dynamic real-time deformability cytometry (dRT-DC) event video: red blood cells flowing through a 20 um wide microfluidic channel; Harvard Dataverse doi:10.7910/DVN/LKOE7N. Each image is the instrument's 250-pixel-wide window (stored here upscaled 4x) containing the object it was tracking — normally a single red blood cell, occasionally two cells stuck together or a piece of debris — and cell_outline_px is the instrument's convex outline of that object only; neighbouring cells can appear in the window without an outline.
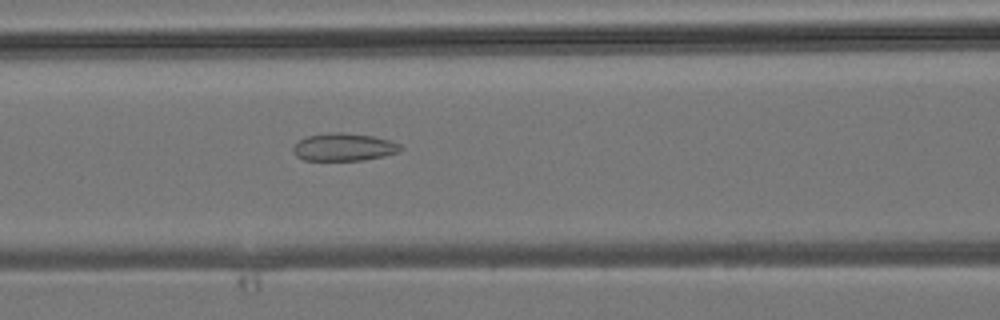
{"species": "common noctule bat (a hibernating species)", "species_latin": "Nyctalus noctula", "temperature_condition": "room temperature", "stored_images_in_passage": 38, "camera_frame_rate_fps": 3000, "um_per_image_px": 0.085, "animal": {"sex": "male", "body_mass_g": 19.2, "forearm_length_mm": 51.8}, "frame": {"image": 1, "passage_image": 13, "time_ms": 4.0, "image_size_px": [1000, 320], "cell_outline_px": [[404, 148], [400, 152], [384, 156], [364, 160], [304, 160], [296, 156], [292, 148], [300, 140], [308, 136], [328, 132], [340, 132], [372, 136], [388, 140], [400, 144]], "centroid_in_image_um": [29.25, 12.5], "position_along_channel_um": 137.3, "area_um2": 17.28}}
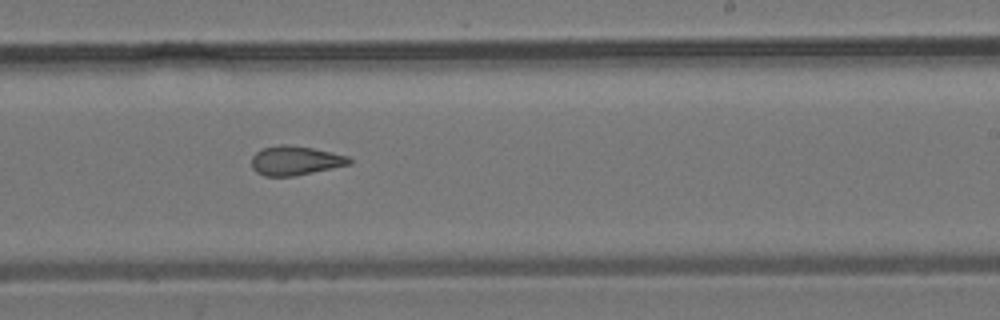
{"frame": {"image": 2, "passage_image": 21, "time_ms": 6.667, "image_size_px": [1000, 320], "cell_outline_px": [[352, 164], [292, 176], [264, 176], [256, 172], [252, 168], [252, 156], [260, 148], [280, 144], [284, 144], [312, 148], [332, 152], [348, 156], [352, 160]], "centroid_in_image_um": [25.08, 13.64], "position_along_channel_um": 263.9, "area_um2": 16.65}}
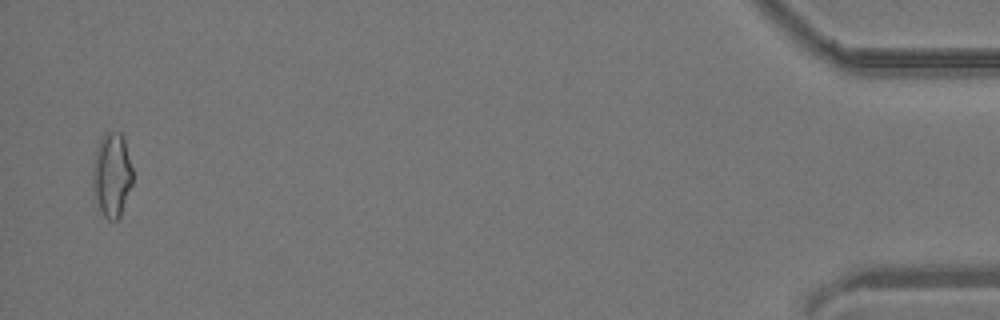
{"frame": {"image": 3, "passage_image": 37, "time_ms": 12.0, "image_size_px": [1000, 320], "cell_outline_px": [[132, 184], [120, 216], [116, 220], [108, 220], [104, 216], [100, 208], [92, 188], [92, 168], [96, 152], [100, 140], [104, 132], [120, 132], [124, 140], [132, 168]], "centroid_in_image_um": [9.5, 14.86], "position_along_channel_um": 425.7, "area_um2": 19.36}}